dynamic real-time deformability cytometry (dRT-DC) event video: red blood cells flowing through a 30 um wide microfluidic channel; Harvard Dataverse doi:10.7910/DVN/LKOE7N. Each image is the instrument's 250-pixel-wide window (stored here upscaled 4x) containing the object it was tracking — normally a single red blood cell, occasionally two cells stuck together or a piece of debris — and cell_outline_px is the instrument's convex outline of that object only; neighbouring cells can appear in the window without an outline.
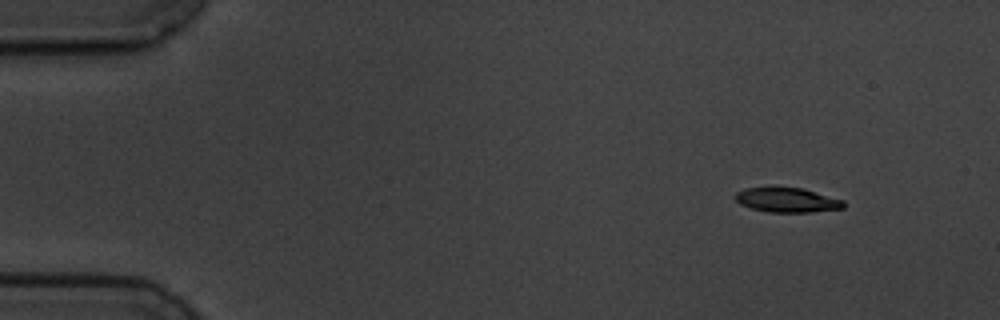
{"species": "common noctule bat (a hibernating species)", "species_latin": "Nyctalus noctula", "temperature_condition": "cold", "stored_images_in_passage": 4, "camera_frame_rate_fps": 3000, "um_per_image_px": 0.085, "animal": {"sex": "male", "body_mass_g": 19.5, "forearm_length_mm": 54.6}, "frame": {"image": 1, "passage_image": 1, "time_ms": 0.0, "image_size_px": [1000, 320], "cell_outline_px": [[844, 208], [812, 212], [768, 212], [752, 208], [740, 204], [736, 200], [736, 192], [744, 188], [804, 188], [844, 200]], "centroid_in_image_um": [66.94, 17.01], "position_along_channel_um": 18.1, "area_um2": 15.37}}
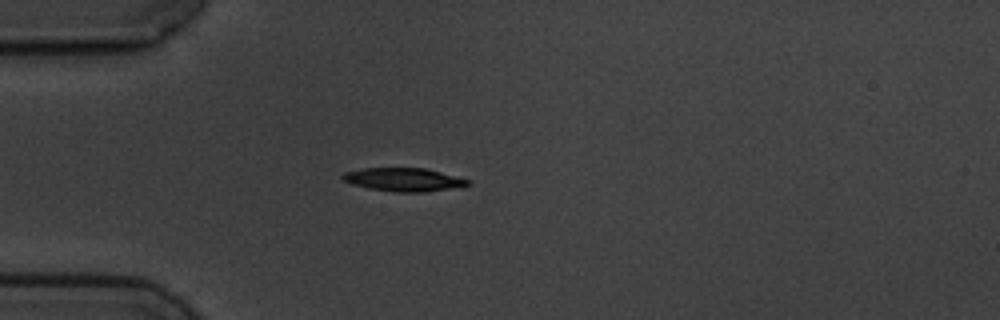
{"frame": {"image": 2, "passage_image": 4, "time_ms": 3.333, "image_size_px": [1000, 320], "cell_outline_px": [[468, 184], [460, 188], [424, 192], [396, 192], [368, 188], [352, 184], [344, 180], [340, 176], [344, 172], [364, 168], [424, 168], [440, 172], [468, 180]], "centroid_in_image_um": [34.29, 15.27], "position_along_channel_um": 50.7, "area_um2": 16.94}}